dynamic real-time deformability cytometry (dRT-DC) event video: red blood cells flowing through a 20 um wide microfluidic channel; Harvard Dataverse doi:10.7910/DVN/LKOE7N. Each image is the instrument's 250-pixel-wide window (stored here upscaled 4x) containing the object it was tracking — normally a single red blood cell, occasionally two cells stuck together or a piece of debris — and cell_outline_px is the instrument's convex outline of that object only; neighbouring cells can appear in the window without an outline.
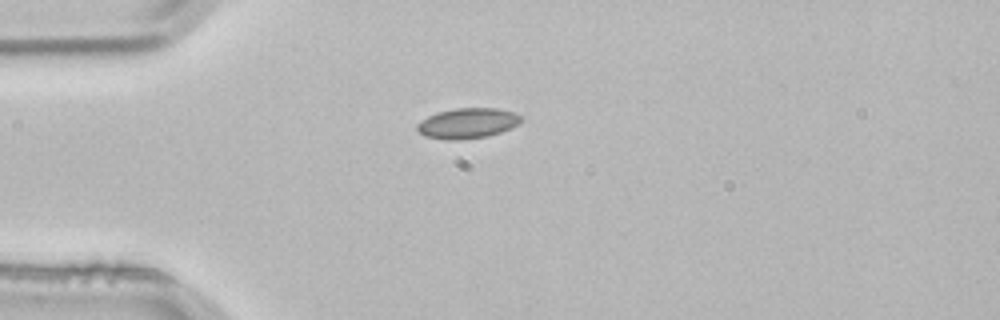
{"species": "common noctule bat (a hibernating species)", "species_latin": "Nyctalus noctula", "temperature_condition": "room temperature", "stored_images_in_passage": 3, "camera_frame_rate_fps": 3000, "um_per_image_px": 0.085, "animal": {"sex": "male", "body_mass_g": 21.5, "forearm_length_mm": 52.0}, "frame": {"image": 1, "passage_image": 3, "time_ms": 0.667, "image_size_px": [1000, 320], "cell_outline_px": [[524, 116], [512, 128], [488, 136], [460, 140], [444, 140], [424, 136], [416, 128], [416, 124], [420, 120], [436, 112], [456, 108], [496, 108], [512, 112]], "centroid_in_image_um": [39.7, 10.48], "position_along_channel_um": 45.3, "area_um2": 18.5}}